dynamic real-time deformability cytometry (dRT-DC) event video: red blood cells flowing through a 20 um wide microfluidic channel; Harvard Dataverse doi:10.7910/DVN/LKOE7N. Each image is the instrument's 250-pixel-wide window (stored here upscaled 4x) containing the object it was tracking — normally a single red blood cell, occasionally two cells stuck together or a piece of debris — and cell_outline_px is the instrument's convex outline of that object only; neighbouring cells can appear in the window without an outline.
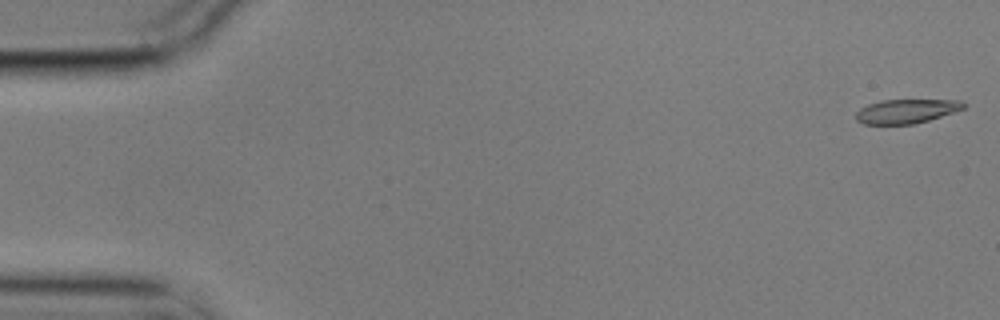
{"species": "common noctule bat (a hibernating species)", "species_latin": "Nyctalus noctula", "temperature_condition": "cold", "stored_images_in_passage": 20, "camera_frame_rate_fps": 3000, "um_per_image_px": 0.085, "animal": {"sex": "male", "body_mass_g": 17.9}, "frame": {"image": 1, "passage_image": 1, "time_ms": 0.0, "image_size_px": [1000, 320], "cell_outline_px": [[964, 108], [928, 120], [912, 124], [864, 124], [856, 120], [856, 112], [860, 108], [868, 104], [880, 100], [960, 100], [964, 104]], "centroid_in_image_um": [76.98, 9.45], "position_along_channel_um": 8.0, "area_um2": 14.91}}
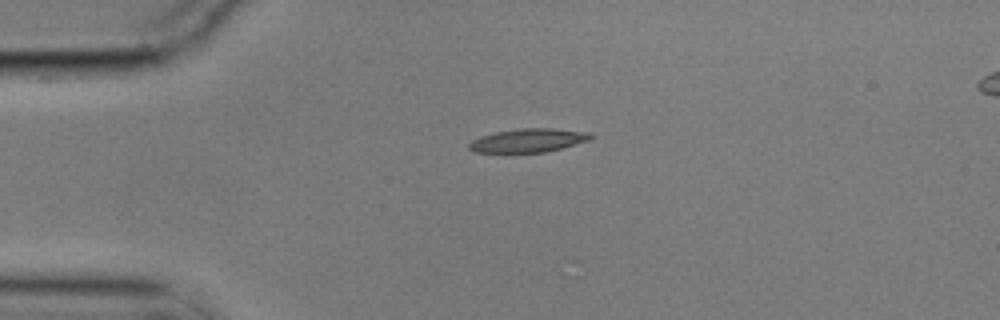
{"frame": {"image": 2, "passage_image": 13, "time_ms": 4.0, "image_size_px": [1000, 320], "cell_outline_px": [[592, 136], [588, 140], [560, 148], [544, 152], [476, 152], [468, 148], [468, 144], [472, 140], [480, 136], [496, 132], [520, 128], [552, 128], [588, 132]], "centroid_in_image_um": [44.85, 11.93], "position_along_channel_um": 40.1, "area_um2": 16.42}}
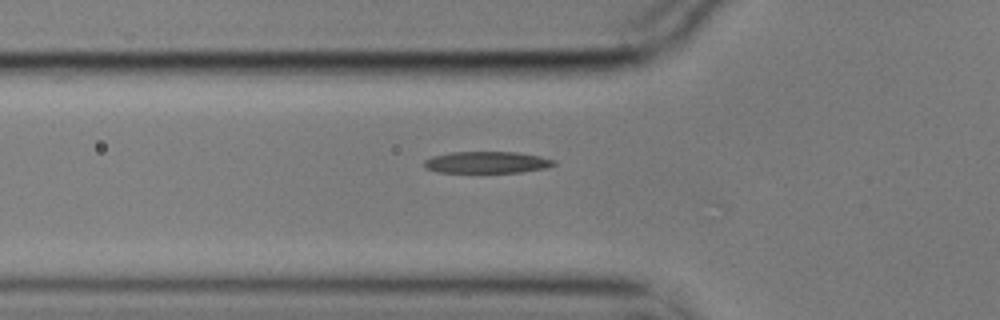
{"frame": {"image": 3, "passage_image": 19, "time_ms": 6.0, "image_size_px": [1000, 320], "cell_outline_px": [[556, 164], [548, 168], [520, 172], [436, 172], [424, 168], [424, 160], [432, 156], [452, 152], [516, 152], [540, 156], [556, 160]], "centroid_in_image_um": [41.39, 13.8], "position_along_channel_um": 84.4, "area_um2": 16.47}}